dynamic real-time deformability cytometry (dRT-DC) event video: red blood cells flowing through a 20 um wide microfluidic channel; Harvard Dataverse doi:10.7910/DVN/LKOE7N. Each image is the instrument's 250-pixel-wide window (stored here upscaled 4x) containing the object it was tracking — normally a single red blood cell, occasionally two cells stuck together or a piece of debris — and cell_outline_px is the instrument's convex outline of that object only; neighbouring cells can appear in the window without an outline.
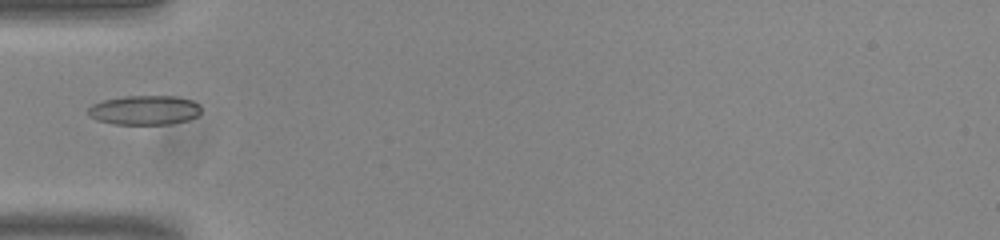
{"species": "common noctule bat (a hibernating species)", "species_latin": "Nyctalus noctula", "temperature_condition": "room temperature", "stored_images_in_passage": 37, "camera_frame_rate_fps": 3000, "um_per_image_px": 0.085, "animal": {"sex": "male", "body_mass_g": 20.0, "forearm_length_mm": 53.3}, "frame": {"image": 1, "passage_image": 1, "time_ms": 0.0, "image_size_px": [1000, 240], "cell_outline_px": [[200, 112], [196, 116], [188, 120], [172, 124], [116, 124], [96, 120], [88, 116], [88, 108], [92, 104], [104, 100], [124, 96], [176, 96], [192, 100], [200, 104]], "centroid_in_image_um": [12.28, 9.36], "position_along_channel_um": 72.7, "area_um2": 19.48}}
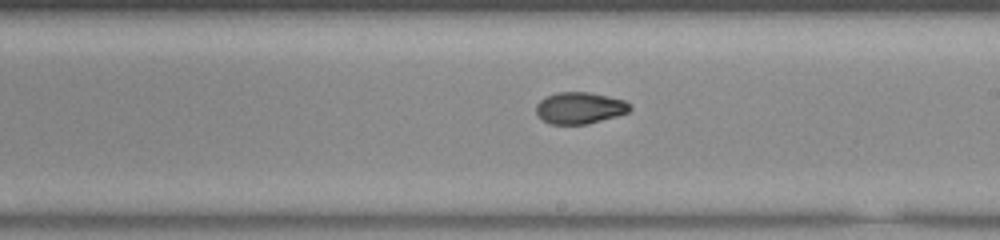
{"frame": {"image": 2, "passage_image": 14, "time_ms": 4.333, "image_size_px": [1000, 240], "cell_outline_px": [[632, 108], [628, 112], [616, 116], [588, 124], [548, 124], [536, 112], [536, 104], [544, 96], [556, 92], [588, 92], [624, 100]], "centroid_in_image_um": [49.24, 9.17], "position_along_channel_um": 239.8, "area_um2": 17.22}}
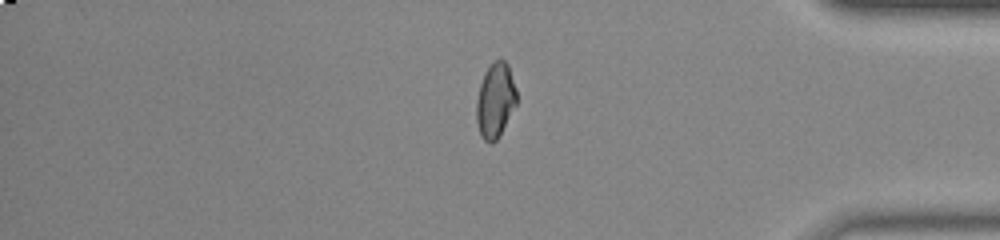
{"frame": {"image": 3, "passage_image": 28, "time_ms": 9.0, "image_size_px": [1000, 240], "cell_outline_px": [[516, 104], [500, 136], [492, 144], [488, 144], [480, 136], [476, 120], [476, 100], [480, 84], [484, 72], [496, 60], [504, 60], [508, 64], [516, 88]], "centroid_in_image_um": [42.09, 8.58], "position_along_channel_um": 393.1, "area_um2": 17.63}, "authors_computed_cell_mechanics": {"area_um2": 17.629, "velocity_mm_per_s": 3.8394, "shape_relaxation_time_tau1_ms": 5.8888, "shape_relaxation_time_tau2_ms": 1.499, "deformation_change_tau1": 0.1422, "deformation_change_tau2": 0.0484}}